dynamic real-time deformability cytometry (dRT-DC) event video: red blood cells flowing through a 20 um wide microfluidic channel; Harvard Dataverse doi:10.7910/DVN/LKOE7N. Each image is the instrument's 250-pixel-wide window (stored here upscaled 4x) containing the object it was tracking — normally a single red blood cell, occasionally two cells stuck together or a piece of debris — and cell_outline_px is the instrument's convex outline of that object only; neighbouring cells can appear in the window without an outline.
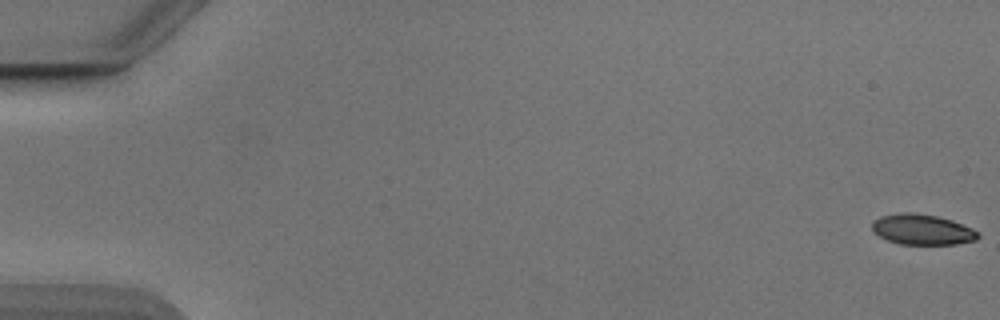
{"species": "Egyptian fruit bat (a non-hibernating species)", "species_latin": "Rousettus aegyptiacus", "temperature_condition": "cold", "stored_images_in_passage": 54, "camera_frame_rate_fps": 3000, "um_per_image_px": 0.085, "animal": {"sex": "male"}, "frame": {"image": 1, "passage_image": 1, "time_ms": 0.0, "image_size_px": [1000, 320], "cell_outline_px": [[980, 236], [976, 240], [956, 244], [900, 244], [888, 240], [880, 236], [872, 228], [872, 224], [880, 216], [900, 212], [912, 212], [936, 216], [952, 220], [972, 228], [980, 232]], "centroid_in_image_um": [78.43, 19.51], "position_along_channel_um": 6.6, "area_um2": 18.73}}
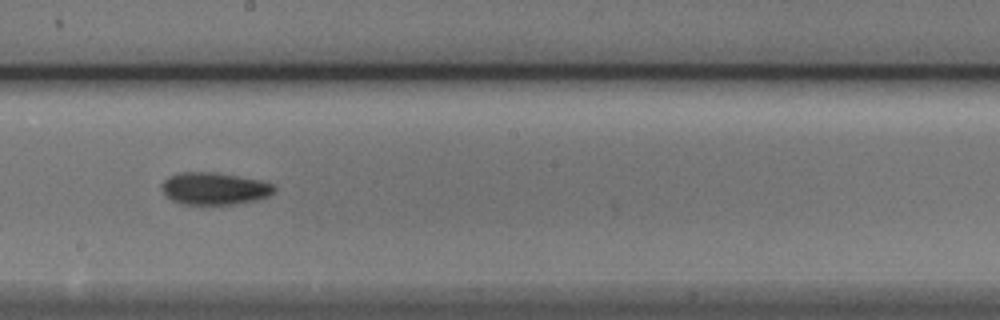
{"frame": {"image": 2, "passage_image": 31, "time_ms": 10.0, "image_size_px": [1000, 320], "cell_outline_px": [[276, 188], [268, 196], [256, 200], [232, 204], [180, 204], [172, 200], [160, 188], [160, 184], [168, 176], [180, 172], [216, 172], [260, 180], [272, 184]], "centroid_in_image_um": [18.18, 16.02], "position_along_channel_um": 230.0, "area_um2": 21.1}}
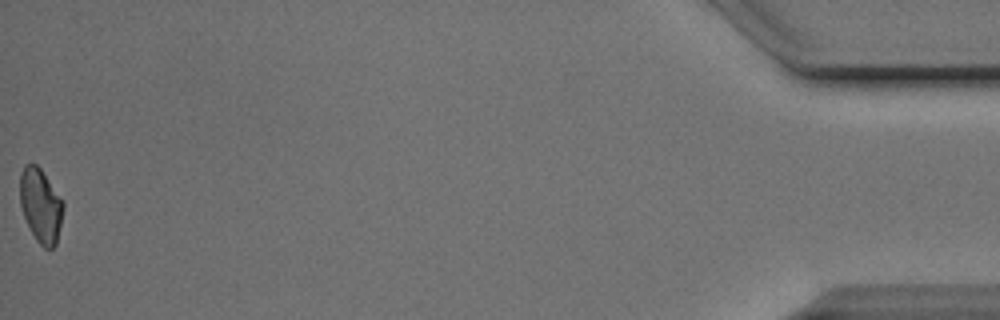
{"frame": {"image": 3, "passage_image": 54, "time_ms": 17.667, "image_size_px": [1000, 320], "cell_outline_px": [[64, 208], [56, 244], [52, 248], [44, 248], [36, 240], [24, 216], [20, 204], [20, 172], [24, 164], [36, 164], [40, 168], [64, 204]], "centroid_in_image_um": [3.44, 17.46], "position_along_channel_um": 431.8, "area_um2": 18.32}, "authors_computed_cell_mechanics": {"area_um2": 19.8254, "velocity_mm_per_s": 3.8925, "shape_relaxation_time_tau1_ms": 5.2999, "shape_relaxation_time_tau2_ms": 5.9544, "deformation_change_tau1": 0.1245, "deformation_change_tau2": 0.1078}}